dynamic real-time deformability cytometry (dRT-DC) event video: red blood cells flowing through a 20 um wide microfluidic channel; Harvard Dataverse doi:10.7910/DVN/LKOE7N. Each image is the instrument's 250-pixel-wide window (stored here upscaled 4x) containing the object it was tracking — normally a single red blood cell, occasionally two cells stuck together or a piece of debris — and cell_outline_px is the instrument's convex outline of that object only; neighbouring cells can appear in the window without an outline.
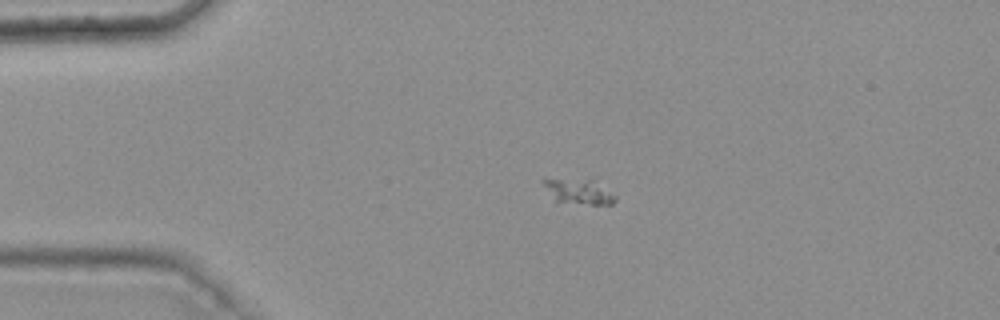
{"species": "common noctule bat (a hibernating species)", "species_latin": "Nyctalus noctula", "temperature_condition": "warm", "stored_images_in_passage": 37, "camera_frame_rate_fps": 3000, "um_per_image_px": 0.085, "animal": {"sex": "female", "body_mass_g": 25.1}, "frame": {"image": 1, "passage_image": 1, "time_ms": 0.0, "image_size_px": [1000, 320], "cell_outline_px": [[616, 200], [612, 204], [592, 204], [556, 200], [540, 180], [544, 176], [592, 180], [616, 196]], "centroid_in_image_um": [49.12, 16.21], "position_along_channel_um": 35.9, "area_um2": 10.35}}
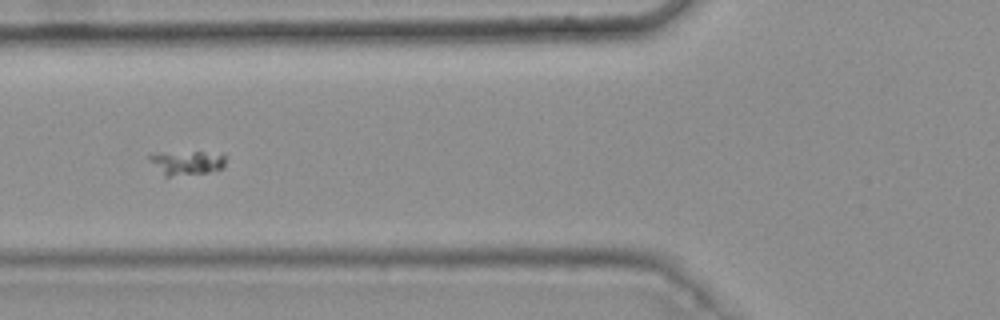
{"frame": {"image": 2, "passage_image": 10, "time_ms": 3.0, "image_size_px": [1000, 320], "cell_outline_px": [[224, 168], [208, 172], [168, 176], [164, 176], [148, 160], [148, 156], [192, 152], [224, 152]], "centroid_in_image_um": [15.96, 13.84], "position_along_channel_um": 109.8, "area_um2": 10.35}}
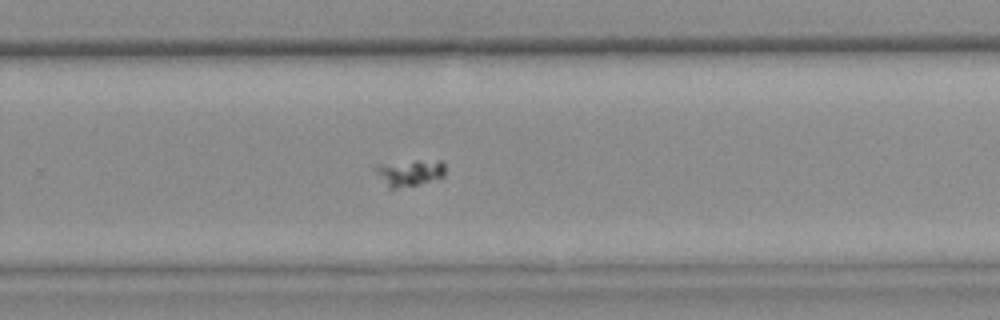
{"frame": {"image": 3, "passage_image": 25, "time_ms": 8.0, "image_size_px": [1000, 320], "cell_outline_px": [[444, 176], [416, 184], [396, 188], [388, 188], [376, 172], [376, 168], [380, 164], [416, 160], [440, 160], [444, 164]], "centroid_in_image_um": [34.83, 14.66], "position_along_channel_um": 295.0, "area_um2": 10.4}}